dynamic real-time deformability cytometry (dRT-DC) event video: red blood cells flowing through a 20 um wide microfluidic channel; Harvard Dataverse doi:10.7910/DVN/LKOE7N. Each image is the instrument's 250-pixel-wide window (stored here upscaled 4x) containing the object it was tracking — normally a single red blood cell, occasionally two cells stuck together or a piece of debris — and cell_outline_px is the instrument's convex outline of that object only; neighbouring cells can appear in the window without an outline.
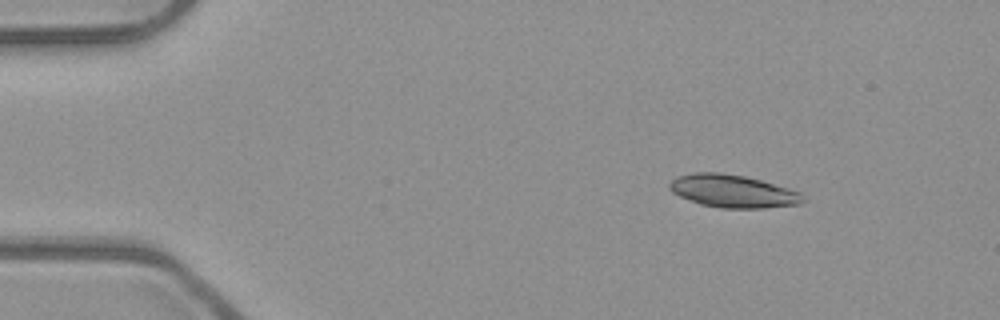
{"species": "common noctule bat (a hibernating species)", "species_latin": "Nyctalus noctula", "temperature_condition": "room temperature", "stored_images_in_passage": 4, "camera_frame_rate_fps": 3000, "um_per_image_px": 0.085, "animal": {"sex": "male", "body_mass_g": 23.1, "forearm_length_mm": 52.7}, "frame": {"image": 1, "passage_image": 2, "time_ms": 0.333, "image_size_px": [1000, 320], "cell_outline_px": [[804, 200], [800, 204], [764, 208], [720, 208], [700, 204], [680, 196], [672, 192], [668, 188], [668, 184], [676, 176], [696, 172], [720, 172], [744, 176], [760, 180], [788, 188], [800, 192], [804, 196]], "centroid_in_image_um": [62.27, 16.25], "position_along_channel_um": 22.7, "area_um2": 25.49}}